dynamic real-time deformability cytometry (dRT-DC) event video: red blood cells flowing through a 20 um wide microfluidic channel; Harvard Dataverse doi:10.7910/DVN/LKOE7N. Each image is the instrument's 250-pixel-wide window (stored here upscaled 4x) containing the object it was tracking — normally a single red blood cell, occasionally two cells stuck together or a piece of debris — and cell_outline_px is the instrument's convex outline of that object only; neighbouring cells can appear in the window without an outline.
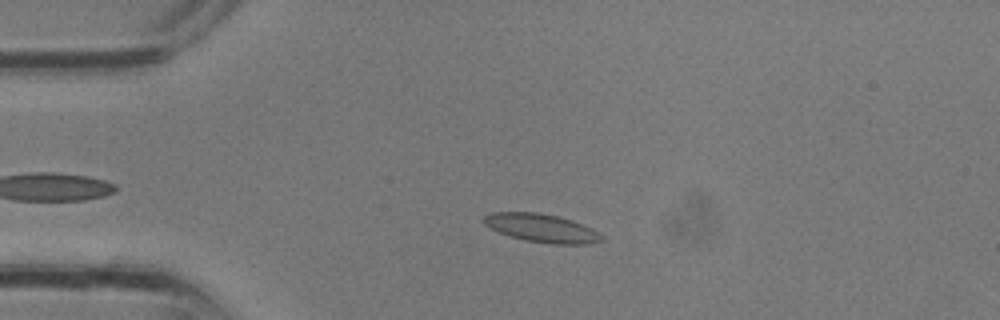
{"species": "common noctule bat (a hibernating species)", "species_latin": "Nyctalus noctula", "temperature_condition": "room temperature", "stored_images_in_passage": 3, "camera_frame_rate_fps": 3000, "um_per_image_px": 0.085, "animal": {"sex": "male", "body_mass_g": 13.3}, "frame": {"image": 1, "passage_image": 3, "time_ms": 0.667, "image_size_px": [1000, 320], "cell_outline_px": [[604, 240], [584, 244], [556, 244], [528, 240], [512, 236], [500, 232], [484, 224], [480, 220], [484, 216], [492, 212], [540, 212], [572, 220], [592, 228], [600, 232], [604, 236]], "centroid_in_image_um": [46.06, 19.37], "position_along_channel_um": 38.9, "area_um2": 19.31}}